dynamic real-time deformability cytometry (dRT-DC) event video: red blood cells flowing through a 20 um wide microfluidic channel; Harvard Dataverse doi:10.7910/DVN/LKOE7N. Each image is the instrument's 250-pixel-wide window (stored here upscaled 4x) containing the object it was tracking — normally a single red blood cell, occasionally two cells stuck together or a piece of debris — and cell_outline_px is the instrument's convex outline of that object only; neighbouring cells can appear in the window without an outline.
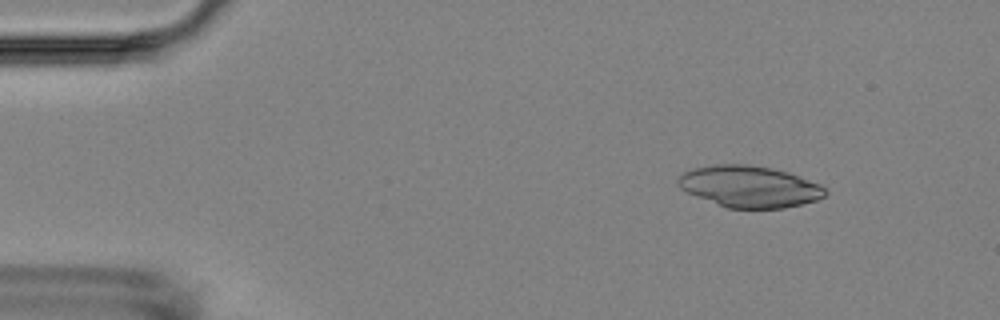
{"species": "Egyptian fruit bat (a non-hibernating species)", "species_latin": "Rousettus aegyptiacus", "temperature_condition": "room temperature", "stored_images_in_passage": 49, "camera_frame_rate_fps": 3000, "um_per_image_px": 0.085, "animal": {"sex": "female"}, "frame": {"image": 1, "passage_image": 1, "time_ms": 0.0, "image_size_px": [1000, 320], "cell_outline_px": [[828, 192], [824, 196], [816, 200], [784, 208], [728, 208], [696, 196], [680, 188], [676, 180], [684, 172], [692, 168], [716, 164], [744, 164], [772, 168], [788, 172], [800, 176], [820, 184]], "centroid_in_image_um": [63.7, 15.85], "position_along_channel_um": 21.3, "area_um2": 35.43}}